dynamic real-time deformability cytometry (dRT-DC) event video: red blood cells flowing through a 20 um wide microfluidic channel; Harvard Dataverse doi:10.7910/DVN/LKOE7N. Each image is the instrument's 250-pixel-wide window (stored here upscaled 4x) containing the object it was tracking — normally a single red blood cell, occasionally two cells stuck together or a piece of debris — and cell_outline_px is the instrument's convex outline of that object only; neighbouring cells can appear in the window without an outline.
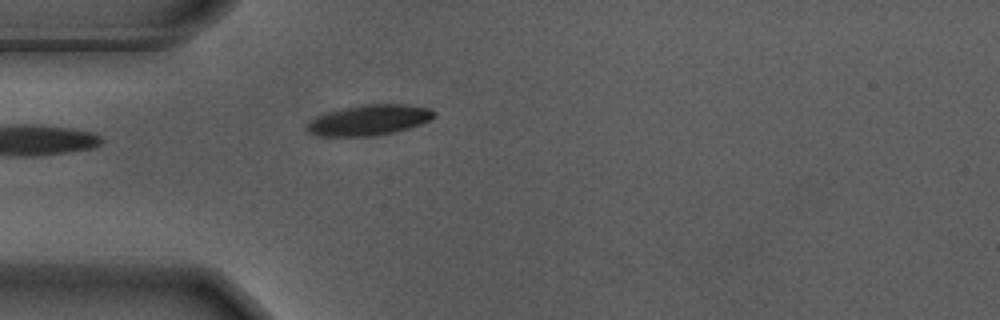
{"species": "Egyptian fruit bat (a non-hibernating species)", "species_latin": "Rousettus aegyptiacus", "temperature_condition": "warm", "stored_images_in_passage": 25, "camera_frame_rate_fps": 3000, "um_per_image_px": 0.085, "animal": {"sex": "male"}, "frame": {"image": 1, "passage_image": 1, "time_ms": 0.0, "image_size_px": [1000, 320], "cell_outline_px": [[436, 116], [432, 120], [396, 132], [376, 136], [320, 136], [308, 132], [304, 128], [316, 116], [344, 108], [364, 104], [404, 104], [428, 108], [436, 112]], "centroid_in_image_um": [31.41, 10.21], "position_along_channel_um": 53.6, "area_um2": 22.6}}
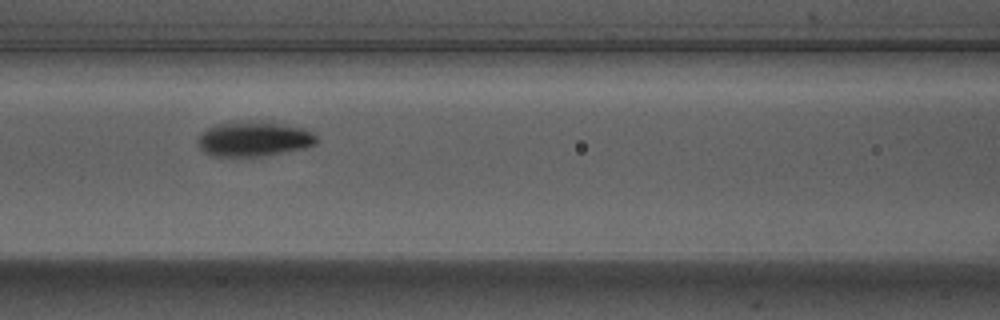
{"frame": {"image": 2, "passage_image": 9, "time_ms": 2.667, "image_size_px": [1000, 320], "cell_outline_px": [[320, 140], [316, 144], [304, 148], [256, 156], [212, 156], [204, 152], [200, 148], [200, 136], [208, 128], [216, 124], [244, 120], [260, 120], [304, 128], [312, 132]], "centroid_in_image_um": [21.62, 11.78], "position_along_channel_um": 145.0, "area_um2": 24.04}}
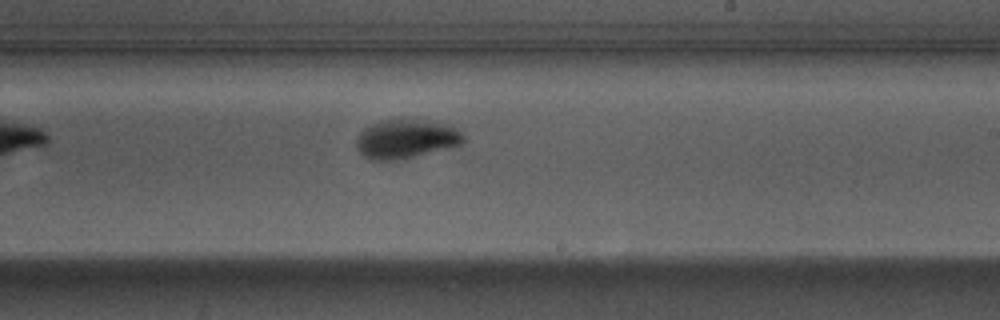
{"frame": {"image": 3, "passage_image": 18, "time_ms": 5.667, "image_size_px": [1000, 320], "cell_outline_px": [[464, 140], [460, 144], [400, 160], [368, 160], [356, 148], [356, 136], [364, 128], [380, 120], [416, 120], [448, 124], [456, 128], [464, 136]], "centroid_in_image_um": [34.45, 11.82], "position_along_channel_um": 254.6, "area_um2": 24.04}}